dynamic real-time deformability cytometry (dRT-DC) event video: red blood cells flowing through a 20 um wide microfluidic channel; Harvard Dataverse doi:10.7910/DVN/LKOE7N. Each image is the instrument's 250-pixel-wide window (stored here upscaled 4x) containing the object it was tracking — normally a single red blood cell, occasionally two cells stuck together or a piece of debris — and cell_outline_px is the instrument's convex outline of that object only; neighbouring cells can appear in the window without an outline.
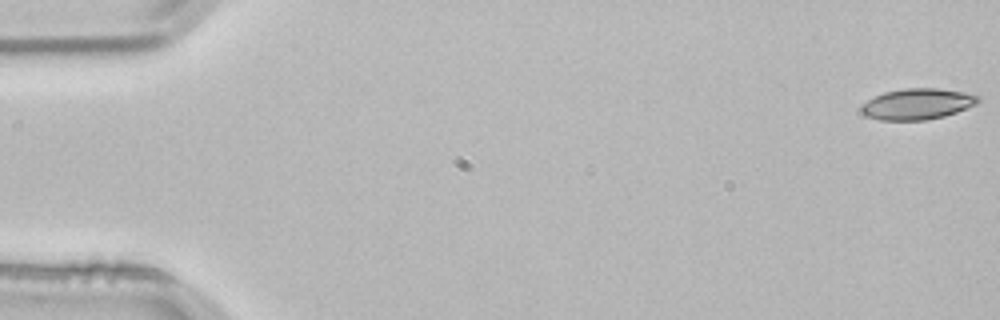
{"species": "common noctule bat (a hibernating species)", "species_latin": "Nyctalus noctula", "temperature_condition": "room temperature", "stored_images_in_passage": 54, "camera_frame_rate_fps": 3000, "um_per_image_px": 0.085, "animal": {"sex": "male", "body_mass_g": 21.5, "forearm_length_mm": 52.0}, "frame": {"image": 1, "passage_image": 1, "time_ms": 0.0, "image_size_px": [1000, 320], "cell_outline_px": [[980, 100], [976, 104], [956, 112], [944, 116], [924, 120], [880, 120], [868, 116], [860, 112], [860, 108], [868, 100], [884, 92], [904, 88], [940, 88], [964, 92], [980, 96]], "centroid_in_image_um": [77.99, 8.83], "position_along_channel_um": 7.0, "area_um2": 20.98}}
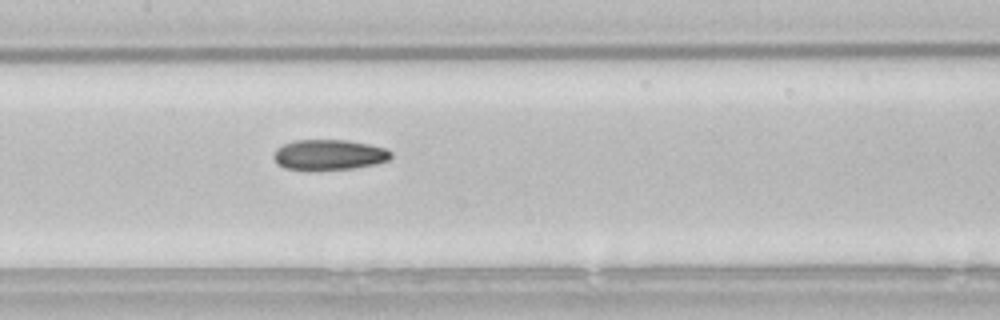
{"frame": {"image": 2, "passage_image": 26, "time_ms": 8.333, "image_size_px": [1000, 320], "cell_outline_px": [[392, 156], [388, 160], [376, 164], [352, 168], [308, 172], [284, 168], [276, 164], [272, 156], [276, 148], [284, 144], [296, 140], [348, 140], [368, 144], [384, 148], [392, 152]], "centroid_in_image_um": [27.9, 13.18], "position_along_channel_um": 179.5, "area_um2": 21.33}}
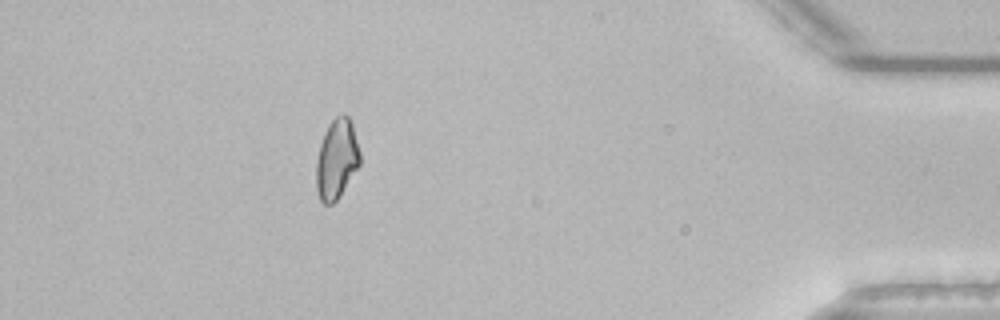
{"frame": {"image": 3, "passage_image": 48, "time_ms": 15.667, "image_size_px": [1000, 320], "cell_outline_px": [[360, 164], [340, 196], [332, 204], [324, 204], [320, 200], [316, 188], [316, 160], [320, 144], [324, 132], [328, 124], [336, 116], [344, 112], [348, 116], [352, 124], [360, 152]], "centroid_in_image_um": [28.61, 13.51], "position_along_channel_um": 406.6, "area_um2": 20.46}, "authors_computed_cell_mechanics": {"area_um2": 20.6057, "velocity_mm_per_s": 3.8204, "shape_relaxation_time_tau1_ms": null, "shape_relaxation_time_tau2_ms": 5.0665, "deformation_change_tau1": null, "deformation_change_tau2": 0.1066}}